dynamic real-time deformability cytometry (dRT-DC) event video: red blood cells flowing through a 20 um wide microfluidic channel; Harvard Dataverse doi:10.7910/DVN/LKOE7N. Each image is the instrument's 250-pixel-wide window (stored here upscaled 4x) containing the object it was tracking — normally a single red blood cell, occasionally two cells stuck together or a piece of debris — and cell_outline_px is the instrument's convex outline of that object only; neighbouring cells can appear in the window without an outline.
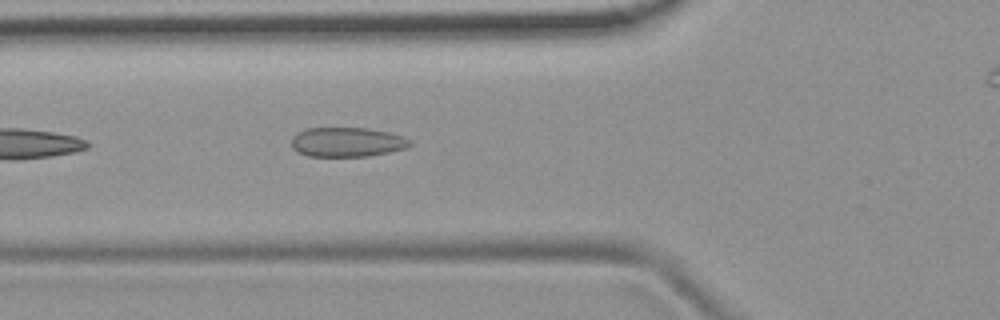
{"species": "common noctule bat (a hibernating species)", "species_latin": "Nyctalus noctula", "temperature_condition": "room temperature", "stored_images_in_passage": 5, "camera_frame_rate_fps": 3000, "um_per_image_px": 0.085, "animal": {"sex": "female", "body_mass_g": 19.9}, "frame": {"image": 1, "passage_image": 4, "time_ms": 4.333, "image_size_px": [1000, 320], "cell_outline_px": [[412, 144], [408, 148], [368, 156], [308, 156], [292, 148], [292, 136], [308, 128], [368, 128], [388, 132], [404, 136]], "centroid_in_image_um": [29.52, 12.07], "position_along_channel_um": 96.3, "area_um2": 20.23}}